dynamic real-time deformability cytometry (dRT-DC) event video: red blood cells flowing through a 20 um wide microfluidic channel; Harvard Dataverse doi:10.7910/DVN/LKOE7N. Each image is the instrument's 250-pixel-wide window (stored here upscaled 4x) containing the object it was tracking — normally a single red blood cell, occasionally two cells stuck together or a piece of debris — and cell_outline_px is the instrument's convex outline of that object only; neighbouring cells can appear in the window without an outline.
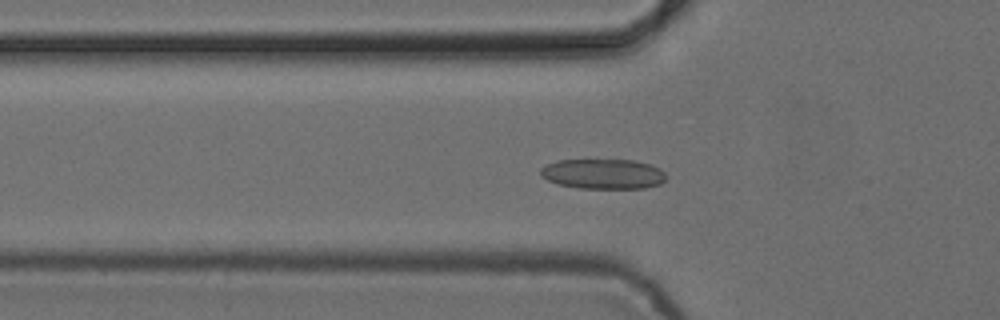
{"species": "common noctule bat (a hibernating species)", "species_latin": "Nyctalus noctula", "temperature_condition": "cold", "stored_images_in_passage": 47, "camera_frame_rate_fps": 3000, "um_per_image_px": 0.085, "animal": {"sex": "female", "body_mass_g": 24.6, "forearm_length_mm": 56.2}, "frame": {"image": 1, "passage_image": 12, "time_ms": 3.667, "image_size_px": [1000, 320], "cell_outline_px": [[668, 176], [660, 184], [644, 188], [580, 188], [556, 184], [540, 176], [540, 168], [556, 160], [636, 160], [652, 164], [660, 168]], "centroid_in_image_um": [51.28, 14.78], "position_along_channel_um": 74.5, "area_um2": 22.2}}
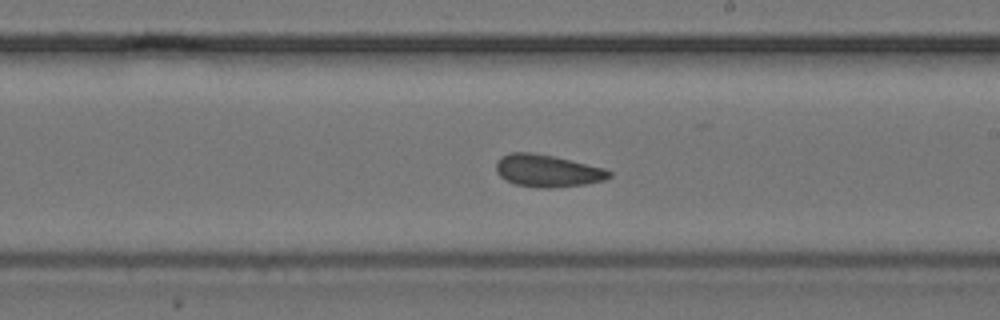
{"frame": {"image": 2, "passage_image": 25, "time_ms": 8.0, "image_size_px": [1000, 320], "cell_outline_px": [[612, 176], [604, 180], [588, 184], [548, 188], [540, 188], [516, 184], [500, 176], [496, 172], [496, 160], [500, 156], [508, 152], [532, 152], [552, 156], [604, 168], [612, 172]], "centroid_in_image_um": [46.51, 14.51], "position_along_channel_um": 242.5, "area_um2": 21.27}}
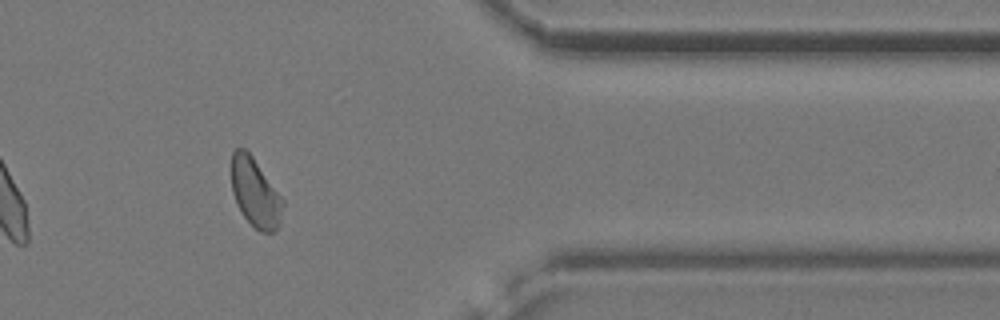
{"frame": {"image": 3, "passage_image": 38, "time_ms": 12.333, "image_size_px": [1000, 320], "cell_outline_px": [[284, 204], [280, 224], [276, 232], [260, 232], [244, 216], [236, 204], [232, 192], [232, 152], [236, 148], [244, 148], [252, 156], [284, 200]], "centroid_in_image_um": [21.71, 16.4], "position_along_channel_um": 389.7, "area_um2": 20.52}, "authors_computed_cell_mechanics": {"area_um2": 21.4438, "velocity_mm_per_s": 3.8576, "shape_relaxation_time_tau1_ms": null, "shape_relaxation_time_tau2_ms": 3.342, "deformation_change_tau1": null, "deformation_change_tau2": 0.1078}}